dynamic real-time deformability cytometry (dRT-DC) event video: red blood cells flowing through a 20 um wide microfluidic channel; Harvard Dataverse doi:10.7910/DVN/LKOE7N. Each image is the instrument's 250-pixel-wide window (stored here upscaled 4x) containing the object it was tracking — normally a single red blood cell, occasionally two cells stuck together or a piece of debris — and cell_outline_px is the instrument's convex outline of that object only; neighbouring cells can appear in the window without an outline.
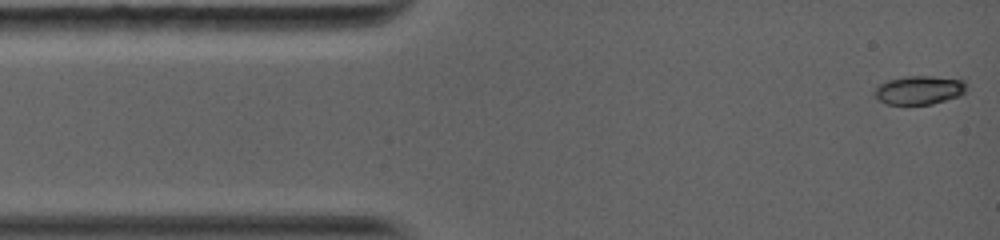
{"species": "common noctule bat (a hibernating species)", "species_latin": "Nyctalus noctula", "temperature_condition": "warm", "stored_images_in_passage": 44, "camera_frame_rate_fps": 5000, "um_per_image_px": 0.085, "animal": {"sex": "female", "body_mass_g": 19.0, "forearm_length_mm": 56.7}, "frame": {"image": 1, "passage_image": 1, "time_ms": 0.0, "image_size_px": [1000, 240], "cell_outline_px": [[964, 92], [960, 96], [932, 104], [884, 104], [872, 92], [880, 84], [888, 80], [904, 76], [932, 76], [964, 80]], "centroid_in_image_um": [78.1, 7.66], "position_along_channel_um": 6.9, "area_um2": 15.26}}
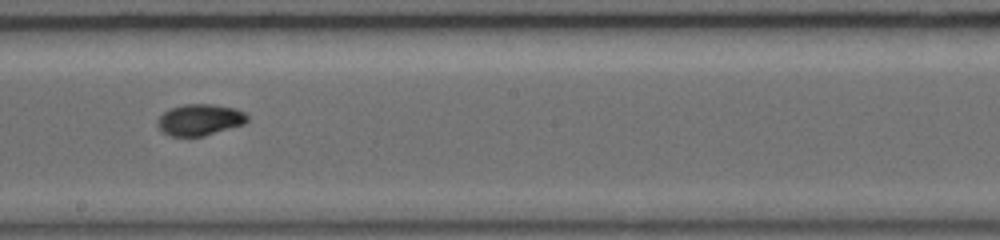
{"frame": {"image": 2, "passage_image": 25, "time_ms": 7.2, "image_size_px": [1000, 240], "cell_outline_px": [[248, 120], [244, 124], [204, 136], [172, 136], [164, 132], [156, 124], [156, 120], [164, 112], [172, 108], [184, 104], [212, 104], [236, 108], [244, 112], [248, 116]], "centroid_in_image_um": [17.0, 10.17], "position_along_channel_um": 231.2, "area_um2": 16.36}}
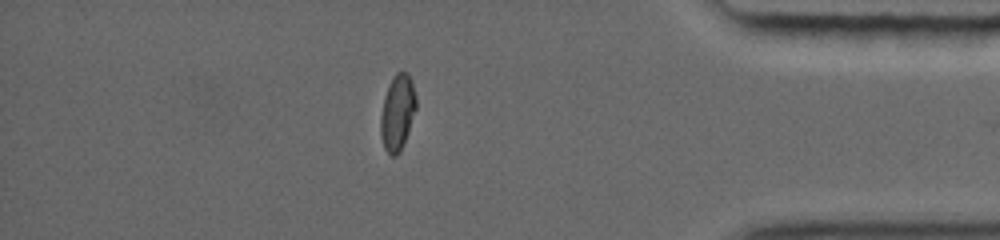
{"frame": {"image": 3, "passage_image": 36, "time_ms": 12.0, "image_size_px": [1000, 240], "cell_outline_px": [[416, 108], [408, 132], [400, 152], [396, 156], [392, 156], [384, 148], [380, 136], [380, 116], [384, 96], [392, 76], [396, 72], [408, 72], [416, 96]], "centroid_in_image_um": [33.76, 9.56], "position_along_channel_um": 401.4, "area_um2": 15.72}, "authors_computed_cell_mechanics": {"area_um2": 15.8083, "velocity_mm_per_s": 4.1652, "shape_relaxation_time_tau1_ms": 5.2039, "shape_relaxation_time_tau2_ms": null, "deformation_change_tau1": 0.2158, "deformation_change_tau2": null}}